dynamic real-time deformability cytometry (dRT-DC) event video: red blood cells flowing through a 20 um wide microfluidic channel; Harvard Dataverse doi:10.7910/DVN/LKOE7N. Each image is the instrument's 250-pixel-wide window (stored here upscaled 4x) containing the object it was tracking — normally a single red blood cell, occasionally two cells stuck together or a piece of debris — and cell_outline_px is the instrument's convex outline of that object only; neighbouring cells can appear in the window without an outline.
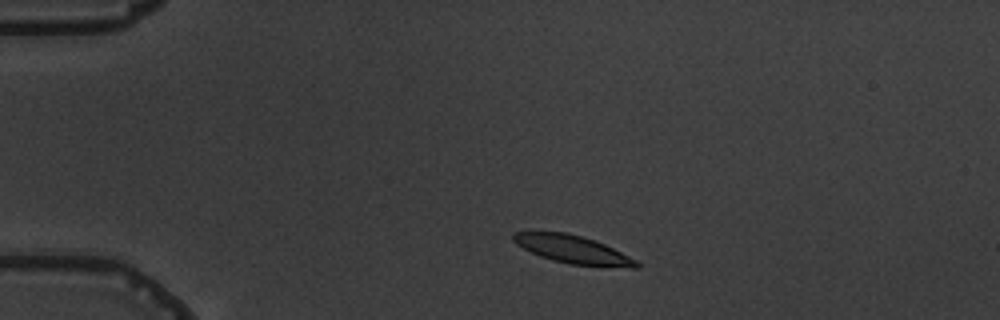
{"species": "common noctule bat (a hibernating species)", "species_latin": "Nyctalus noctula", "temperature_condition": "warm", "stored_images_in_passage": 4, "camera_frame_rate_fps": 3000, "um_per_image_px": 0.085, "animal": {"sex": "male", "body_mass_g": 19.5, "forearm_length_mm": 54.6}, "frame": {"image": 1, "passage_image": 2, "time_ms": 1.0, "image_size_px": [1000, 320], "cell_outline_px": [[640, 268], [632, 268], [568, 264], [552, 260], [540, 256], [516, 244], [512, 240], [512, 232], [568, 232], [604, 244], [636, 260], [640, 264]], "centroid_in_image_um": [48.68, 21.21], "position_along_channel_um": 36.3, "area_um2": 19.88}}
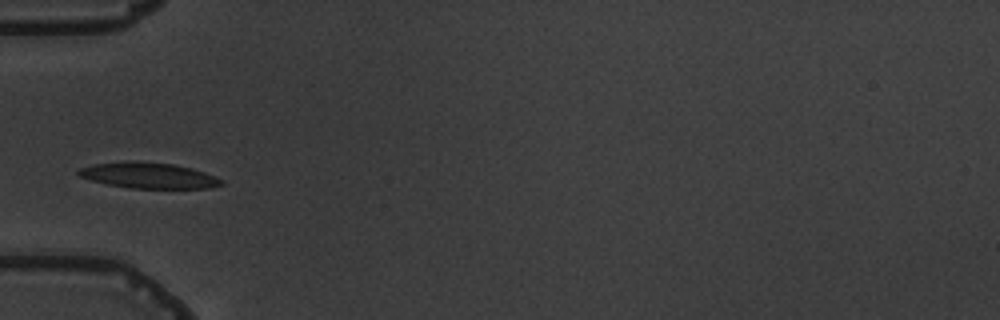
{"frame": {"image": 2, "passage_image": 4, "time_ms": 3.333, "image_size_px": [1000, 320], "cell_outline_px": [[224, 184], [208, 188], [132, 188], [108, 184], [92, 180], [80, 176], [76, 172], [80, 168], [92, 164], [124, 160], [136, 160], [172, 164], [192, 168], [204, 172], [224, 180]], "centroid_in_image_um": [12.62, 14.89], "position_along_channel_um": 72.4, "area_um2": 21.56}}